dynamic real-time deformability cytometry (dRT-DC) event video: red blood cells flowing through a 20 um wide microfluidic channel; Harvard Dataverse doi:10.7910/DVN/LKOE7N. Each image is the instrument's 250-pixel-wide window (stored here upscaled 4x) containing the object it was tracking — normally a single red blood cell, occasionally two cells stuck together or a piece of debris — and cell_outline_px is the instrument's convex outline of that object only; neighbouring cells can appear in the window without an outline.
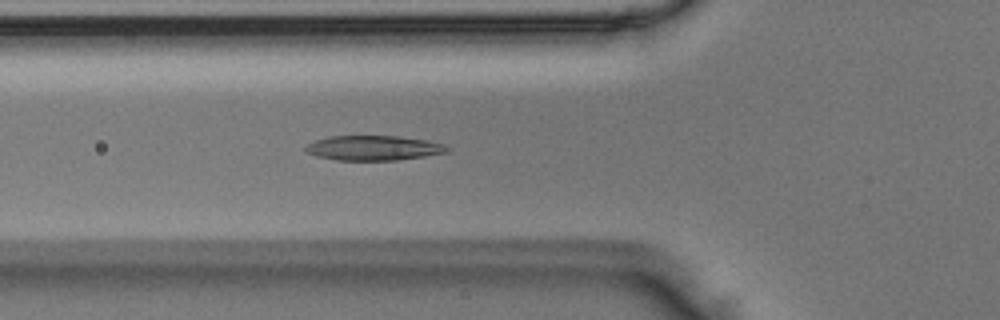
{"species": "Egyptian fruit bat (a non-hibernating species)", "species_latin": "Rousettus aegyptiacus", "temperature_condition": "room temperature", "stored_images_in_passage": 43, "camera_frame_rate_fps": 3000, "um_per_image_px": 0.085, "animal": {"sex": "male"}, "frame": {"image": 1, "passage_image": 17, "time_ms": 5.333, "image_size_px": [1000, 320], "cell_outline_px": [[448, 152], [424, 156], [396, 160], [336, 160], [316, 156], [308, 152], [304, 148], [308, 144], [316, 140], [328, 136], [396, 136], [428, 140], [444, 144], [448, 148]], "centroid_in_image_um": [31.75, 12.57], "position_along_channel_um": 94.1, "area_um2": 20.35}}
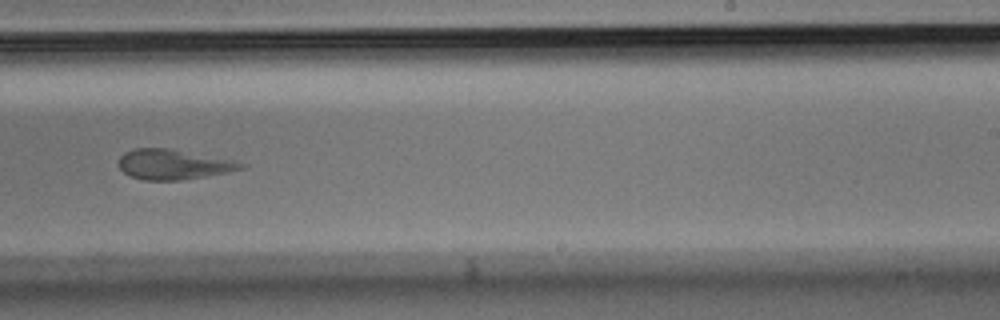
{"frame": {"image": 2, "passage_image": 31, "time_ms": 10.0, "image_size_px": [1000, 320], "cell_outline_px": [[248, 164], [244, 168], [228, 172], [180, 180], [144, 180], [132, 176], [124, 172], [120, 168], [120, 156], [124, 152], [136, 148], [168, 148], [236, 160]], "centroid_in_image_um": [14.78, 13.96], "position_along_channel_um": 274.2, "area_um2": 21.33}}
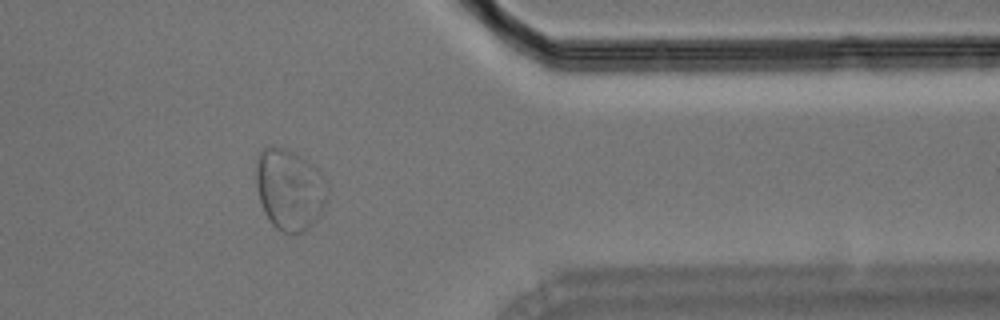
{"frame": {"image": 3, "passage_image": 41, "time_ms": 13.333, "image_size_px": [1000, 320], "cell_outline_px": [[328, 200], [324, 208], [312, 224], [304, 232], [284, 232], [276, 228], [272, 224], [264, 212], [260, 200], [256, 184], [256, 160], [260, 152], [264, 148], [284, 148], [296, 152], [312, 164], [324, 176], [328, 188]], "centroid_in_image_um": [24.64, 16.1], "position_along_channel_um": 386.8, "area_um2": 33.76}}